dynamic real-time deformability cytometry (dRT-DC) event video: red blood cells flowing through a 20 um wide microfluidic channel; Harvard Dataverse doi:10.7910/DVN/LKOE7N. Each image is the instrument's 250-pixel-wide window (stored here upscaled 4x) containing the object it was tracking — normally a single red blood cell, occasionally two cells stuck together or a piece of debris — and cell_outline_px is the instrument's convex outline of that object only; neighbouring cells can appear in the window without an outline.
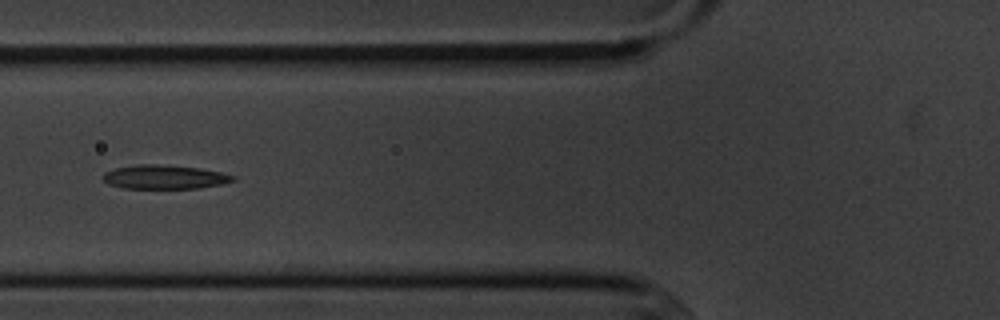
{"species": "common noctule bat (a hibernating species)", "species_latin": "Nyctalus noctula", "temperature_condition": "cold", "stored_images_in_passage": 8, "camera_frame_rate_fps": 3000, "um_per_image_px": 0.085, "animal": {"sex": "male", "body_mass_g": 20.1, "forearm_length_mm": 53.5}, "frame": {"image": 1, "passage_image": 5, "time_ms": 4.667, "image_size_px": [1000, 320], "cell_outline_px": [[236, 180], [220, 184], [200, 188], [120, 188], [108, 184], [100, 176], [104, 172], [116, 168], [136, 164], [156, 164], [196, 168], [220, 172], [236, 176]], "centroid_in_image_um": [13.93, 15.05], "position_along_channel_um": 111.9, "area_um2": 18.09}}
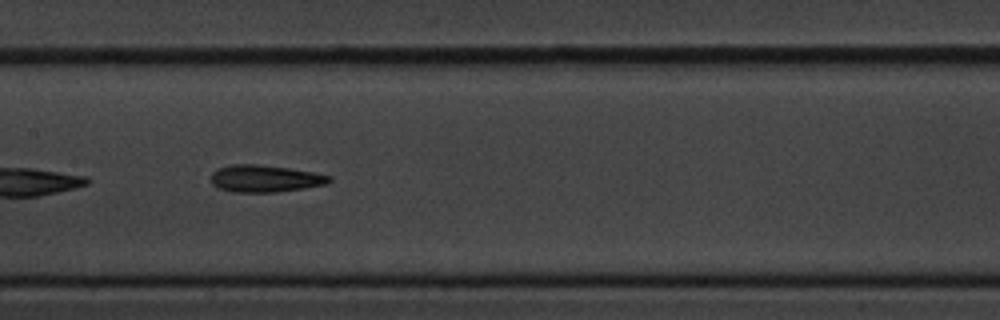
{"frame": {"image": 2, "passage_image": 7, "time_ms": 6.667, "image_size_px": [1000, 320], "cell_outline_px": [[332, 180], [324, 184], [304, 188], [276, 192], [236, 192], [220, 188], [212, 184], [212, 172], [216, 168], [232, 164], [256, 164], [288, 168], [312, 172], [332, 176]], "centroid_in_image_um": [22.51, 15.17], "position_along_channel_um": 184.9, "area_um2": 18.5}}
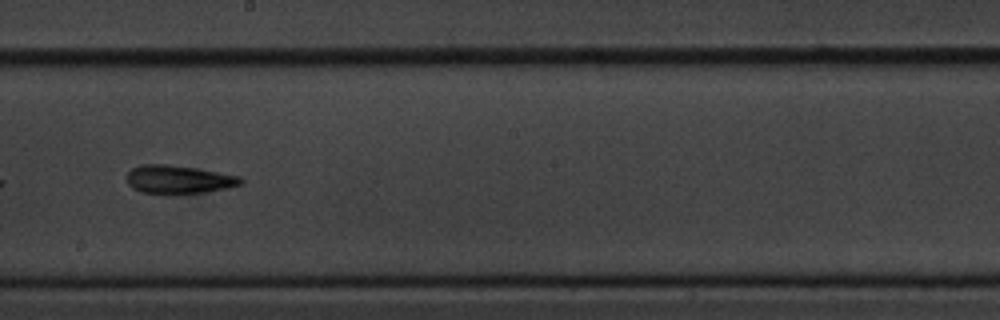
{"frame": {"image": 3, "passage_image": 8, "time_ms": 8.0, "image_size_px": [1000, 320], "cell_outline_px": [[244, 180], [240, 184], [228, 188], [204, 192], [140, 192], [132, 188], [128, 184], [128, 172], [132, 168], [140, 164], [164, 164], [196, 168], [240, 176]], "centroid_in_image_um": [15.18, 15.23], "position_along_channel_um": 233.0, "area_um2": 18.32}}